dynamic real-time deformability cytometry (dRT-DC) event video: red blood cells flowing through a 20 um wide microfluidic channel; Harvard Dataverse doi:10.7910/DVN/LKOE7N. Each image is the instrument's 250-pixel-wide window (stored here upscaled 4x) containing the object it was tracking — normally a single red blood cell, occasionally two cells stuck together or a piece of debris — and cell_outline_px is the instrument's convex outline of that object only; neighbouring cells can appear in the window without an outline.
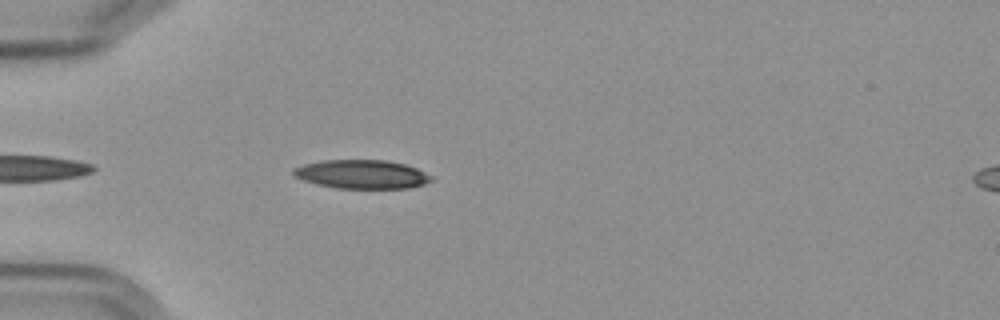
{"species": "Egyptian fruit bat (a non-hibernating species)", "species_latin": "Rousettus aegyptiacus", "temperature_condition": "cold", "stored_images_in_passage": 19, "camera_frame_rate_fps": 3000, "um_per_image_px": 0.085, "frame": {"image": 1, "passage_image": 1, "time_ms": 0.0, "image_size_px": [1000, 320], "cell_outline_px": [[432, 180], [424, 184], [408, 188], [336, 188], [316, 184], [304, 180], [296, 176], [292, 172], [292, 168], [304, 164], [324, 160], [384, 160], [404, 164], [416, 168], [432, 176]], "centroid_in_image_um": [30.74, 14.81], "position_along_channel_um": 54.3, "area_um2": 22.95}}
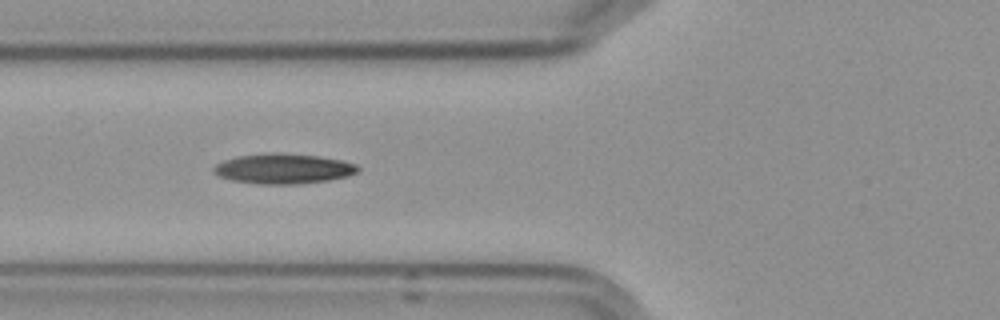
{"frame": {"image": 2, "passage_image": 6, "time_ms": 1.667, "image_size_px": [1000, 320], "cell_outline_px": [[360, 168], [356, 172], [348, 176], [328, 180], [300, 184], [260, 184], [232, 180], [220, 176], [212, 172], [212, 168], [216, 164], [224, 160], [236, 156], [272, 152], [280, 152], [316, 156], [340, 160], [356, 164]], "centroid_in_image_um": [24.06, 14.33], "position_along_channel_um": 101.7, "area_um2": 25.32}}
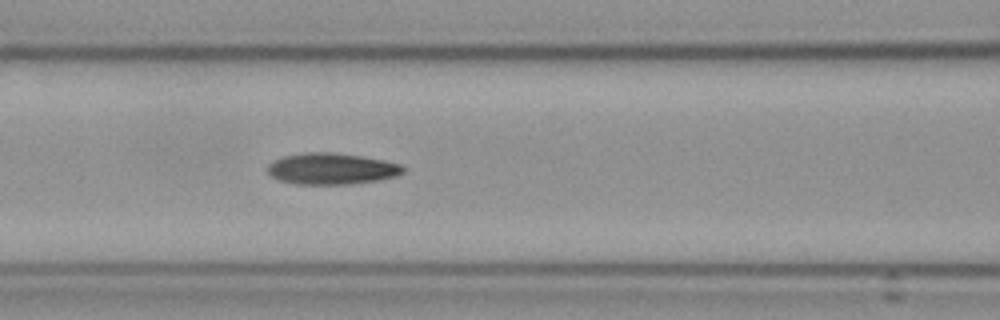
{"frame": {"image": 3, "passage_image": 9, "time_ms": 2.667, "image_size_px": [1000, 320], "cell_outline_px": [[404, 172], [396, 176], [376, 180], [348, 184], [296, 184], [280, 180], [272, 176], [268, 172], [268, 164], [284, 156], [308, 152], [332, 152], [360, 156], [384, 160], [400, 164], [404, 168]], "centroid_in_image_um": [28.19, 14.34], "position_along_channel_um": 138.4, "area_um2": 24.45}}